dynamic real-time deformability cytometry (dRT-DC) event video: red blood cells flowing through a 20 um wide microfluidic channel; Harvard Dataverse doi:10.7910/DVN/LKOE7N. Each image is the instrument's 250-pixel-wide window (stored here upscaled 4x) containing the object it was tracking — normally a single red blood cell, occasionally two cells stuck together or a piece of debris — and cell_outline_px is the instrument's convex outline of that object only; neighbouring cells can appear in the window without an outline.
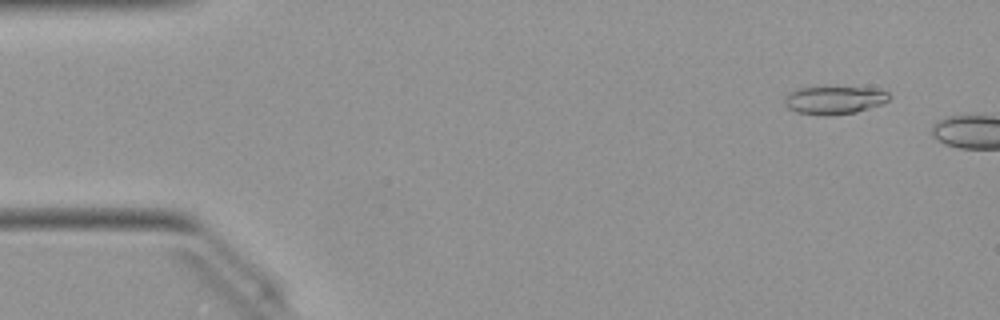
{"species": "Egyptian fruit bat (a non-hibernating species)", "species_latin": "Rousettus aegyptiacus", "temperature_condition": "warm", "stored_images_in_passage": 7, "camera_frame_rate_fps": 3000, "um_per_image_px": 0.085, "animal": {"sex": "female"}, "frame": {"image": 1, "passage_image": 4, "time_ms": 1.0, "image_size_px": [1000, 320], "cell_outline_px": [[892, 96], [884, 104], [856, 112], [832, 116], [824, 116], [796, 112], [788, 108], [784, 104], [784, 96], [788, 92], [796, 88], [832, 84], [880, 88], [888, 92]], "centroid_in_image_um": [70.94, 8.45], "position_along_channel_um": 14.1, "area_um2": 18.55}}